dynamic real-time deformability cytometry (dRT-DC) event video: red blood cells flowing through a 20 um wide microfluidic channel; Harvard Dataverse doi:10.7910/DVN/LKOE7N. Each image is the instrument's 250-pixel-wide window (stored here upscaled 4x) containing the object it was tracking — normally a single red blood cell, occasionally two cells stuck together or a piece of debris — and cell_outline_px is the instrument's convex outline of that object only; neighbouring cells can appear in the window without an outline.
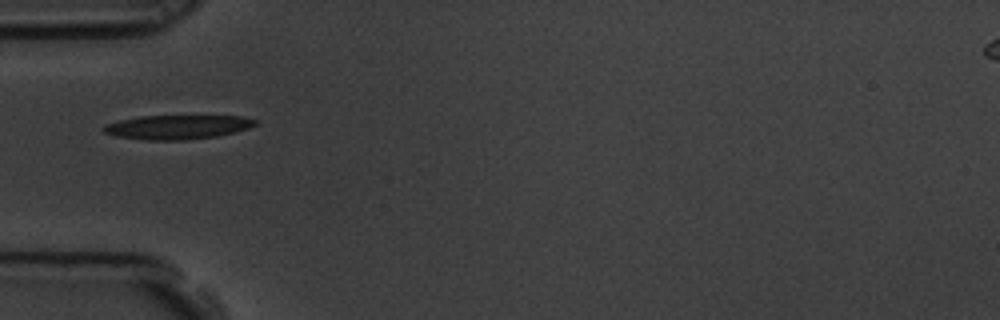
{"species": "common noctule bat (a hibernating species)", "species_latin": "Nyctalus noctula", "temperature_condition": "room temperature", "stored_images_in_passage": 2, "camera_frame_rate_fps": 3000, "um_per_image_px": 0.085, "animal": {"sex": "male", "body_mass_g": 19.5, "forearm_length_mm": 54.6}, "frame": {"image": 1, "passage_image": 1, "time_ms": 0.0, "image_size_px": [1000, 320], "cell_outline_px": [[256, 124], [248, 128], [236, 132], [216, 136], [184, 140], [144, 140], [116, 136], [104, 132], [100, 128], [104, 124], [120, 120], [140, 116], [240, 116], [256, 120]], "centroid_in_image_um": [15.03, 10.8], "position_along_channel_um": 70.0, "area_um2": 21.33}}
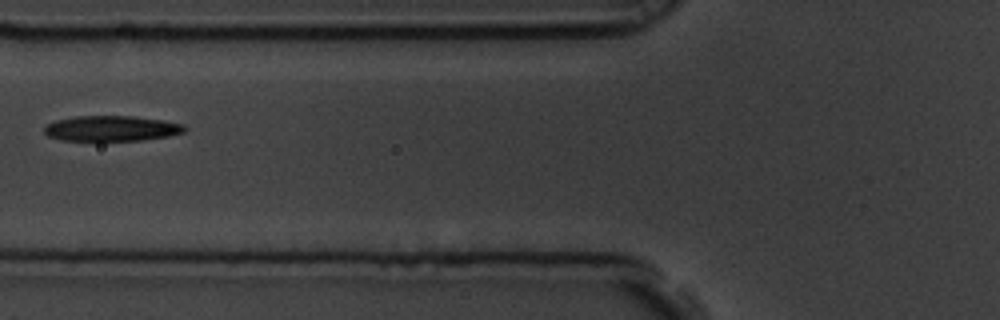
{"frame": {"image": 2, "passage_image": 2, "time_ms": 0.333, "image_size_px": [1000, 320], "cell_outline_px": [[188, 128], [184, 132], [168, 136], [144, 140], [60, 140], [48, 136], [44, 132], [44, 124], [56, 120], [76, 116], [132, 116], [164, 120], [184, 124]], "centroid_in_image_um": [9.48, 10.91], "position_along_channel_um": 116.3, "area_um2": 20.87}}